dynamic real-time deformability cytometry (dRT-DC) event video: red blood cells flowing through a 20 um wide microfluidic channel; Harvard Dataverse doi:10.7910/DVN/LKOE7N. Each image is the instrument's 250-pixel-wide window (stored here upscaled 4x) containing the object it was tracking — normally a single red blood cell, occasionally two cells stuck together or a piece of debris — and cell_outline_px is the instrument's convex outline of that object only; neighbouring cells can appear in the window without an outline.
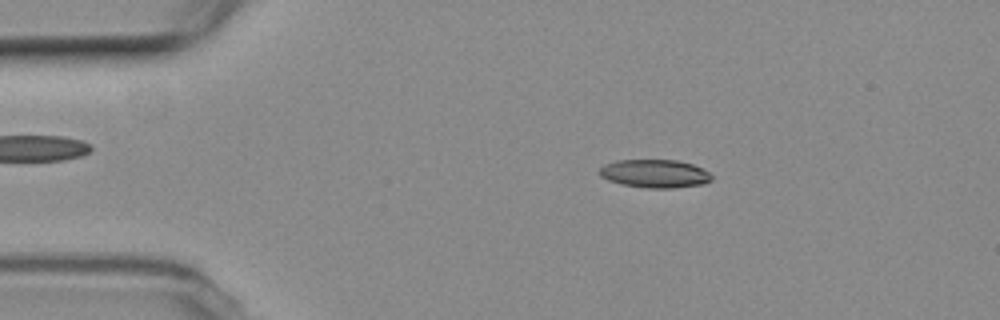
{"species": "common noctule bat (a hibernating species)", "species_latin": "Nyctalus noctula", "temperature_condition": "room temperature", "stored_images_in_passage": 18, "camera_frame_rate_fps": 3000, "um_per_image_px": 0.085, "animal": {"sex": "female", "body_mass_g": 19.3, "forearm_length_mm": 54.1}, "frame": {"image": 1, "passage_image": 8, "time_ms": 2.333, "image_size_px": [1000, 320], "cell_outline_px": [[712, 180], [704, 184], [672, 188], [648, 188], [620, 184], [608, 180], [600, 176], [600, 168], [604, 164], [616, 160], [676, 160], [692, 164], [708, 172], [712, 176]], "centroid_in_image_um": [55.64, 14.76], "position_along_channel_um": 29.4, "area_um2": 18.44}}
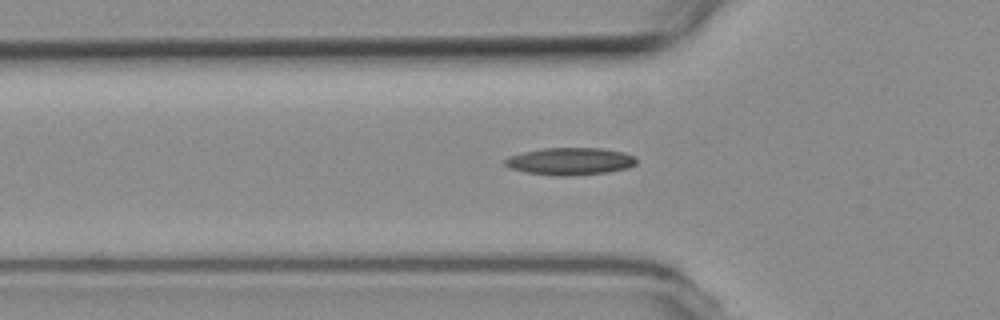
{"frame": {"image": 2, "passage_image": 16, "time_ms": 5.0, "image_size_px": [1000, 320], "cell_outline_px": [[636, 164], [628, 168], [608, 172], [568, 176], [556, 176], [524, 172], [512, 168], [504, 164], [504, 160], [508, 156], [524, 152], [544, 148], [600, 148], [624, 152], [636, 156]], "centroid_in_image_um": [48.48, 13.71], "position_along_channel_um": 77.3, "area_um2": 20.98}}